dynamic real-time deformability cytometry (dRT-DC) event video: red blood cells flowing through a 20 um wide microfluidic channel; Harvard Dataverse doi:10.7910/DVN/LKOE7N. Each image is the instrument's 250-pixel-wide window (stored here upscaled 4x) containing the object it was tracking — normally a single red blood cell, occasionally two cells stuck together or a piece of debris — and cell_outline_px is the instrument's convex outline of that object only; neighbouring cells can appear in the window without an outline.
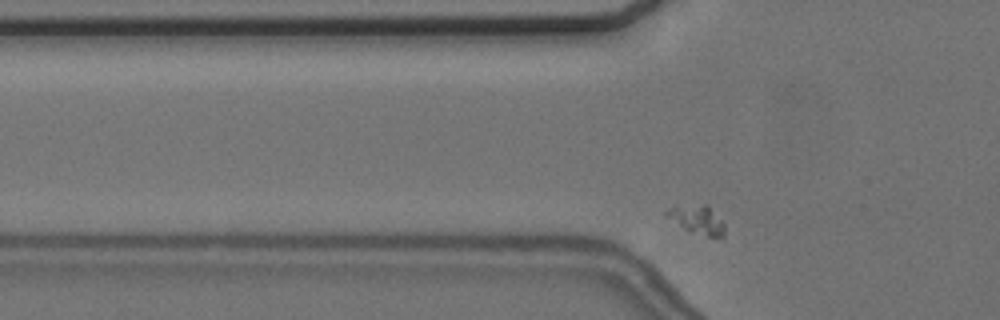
{"species": "common noctule bat (a hibernating species)", "species_latin": "Nyctalus noctula", "temperature_condition": "cold", "stored_images_in_passage": 35, "camera_frame_rate_fps": 3000, "um_per_image_px": 0.085, "animal": {"sex": "female", "body_mass_g": 24.6, "forearm_length_mm": 56.2}, "frame": {"image": 1, "passage_image": 3, "time_ms": 0.667, "image_size_px": [1000, 320], "cell_outline_px": [[724, 236], [720, 240], [688, 232], [664, 216], [664, 212], [668, 208], [704, 204], [708, 204], [724, 224]], "centroid_in_image_um": [59.27, 18.73], "position_along_channel_um": 66.5, "area_um2": 10.0}}